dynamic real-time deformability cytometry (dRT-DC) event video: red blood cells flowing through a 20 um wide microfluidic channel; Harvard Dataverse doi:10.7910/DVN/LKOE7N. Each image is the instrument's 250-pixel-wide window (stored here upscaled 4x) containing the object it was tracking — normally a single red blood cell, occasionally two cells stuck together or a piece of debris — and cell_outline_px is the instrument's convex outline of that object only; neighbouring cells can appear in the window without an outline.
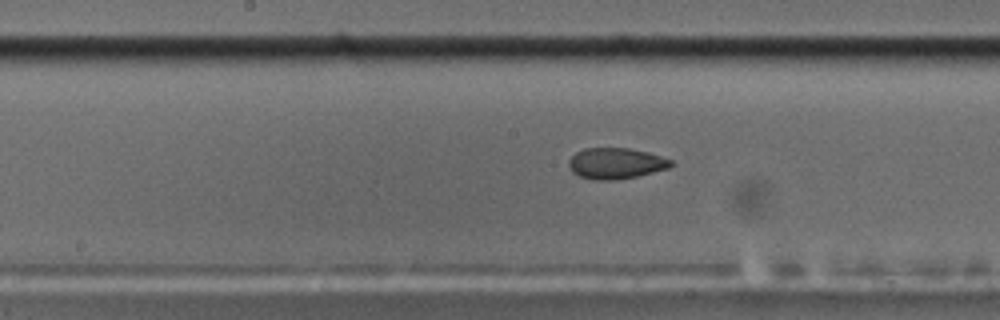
{"species": "common noctule bat (a hibernating species)", "species_latin": "Nyctalus noctula", "temperature_condition": "cold", "stored_images_in_passage": 57, "camera_frame_rate_fps": 3000, "um_per_image_px": 0.085, "animal": {"sex": "male", "body_mass_g": 17.5, "forearm_length_mm": 52.3}, "frame": {"image": 1, "passage_image": 29, "time_ms": 9.333, "image_size_px": [1000, 320], "cell_outline_px": [[676, 164], [668, 168], [636, 176], [616, 180], [596, 180], [580, 176], [572, 172], [568, 164], [568, 160], [576, 152], [584, 148], [628, 148], [648, 152], [672, 160]], "centroid_in_image_um": [52.34, 13.88], "position_along_channel_um": 195.9, "area_um2": 18.44}}
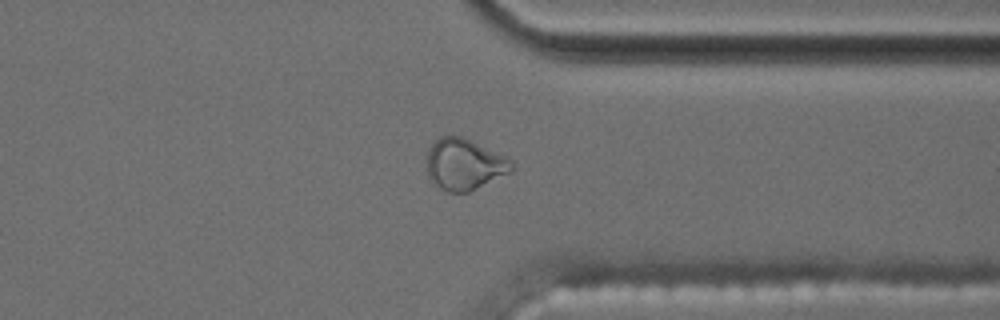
{"frame": {"image": 2, "passage_image": 44, "time_ms": 14.333, "image_size_px": [1000, 320], "cell_outline_px": [[516, 168], [512, 172], [468, 192], [448, 192], [432, 184], [428, 176], [428, 152], [432, 144], [440, 136], [460, 136], [504, 156]], "centroid_in_image_um": [39.46, 14.0], "position_along_channel_um": 371.9, "area_um2": 24.97}}
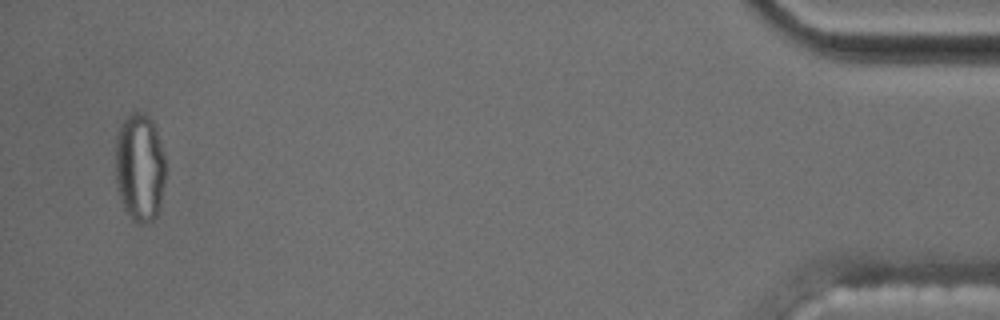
{"frame": {"image": 3, "passage_image": 55, "time_ms": 18.0, "image_size_px": [1000, 320], "cell_outline_px": [[164, 180], [160, 204], [156, 216], [152, 220], [140, 224], [124, 208], [120, 200], [116, 184], [116, 132], [120, 124], [132, 112], [144, 112], [152, 120], [156, 128], [164, 152]], "centroid_in_image_um": [11.87, 14.17], "position_along_channel_um": 423.3, "area_um2": 31.56}, "authors_computed_cell_mechanics": {"area_um2": 19.2474, "velocity_mm_per_s": 3.5537, "shape_relaxation_time_tau1_ms": null, "shape_relaxation_time_tau2_ms": 1.938, "deformation_change_tau1": null, "deformation_change_tau2": 0.0583}}